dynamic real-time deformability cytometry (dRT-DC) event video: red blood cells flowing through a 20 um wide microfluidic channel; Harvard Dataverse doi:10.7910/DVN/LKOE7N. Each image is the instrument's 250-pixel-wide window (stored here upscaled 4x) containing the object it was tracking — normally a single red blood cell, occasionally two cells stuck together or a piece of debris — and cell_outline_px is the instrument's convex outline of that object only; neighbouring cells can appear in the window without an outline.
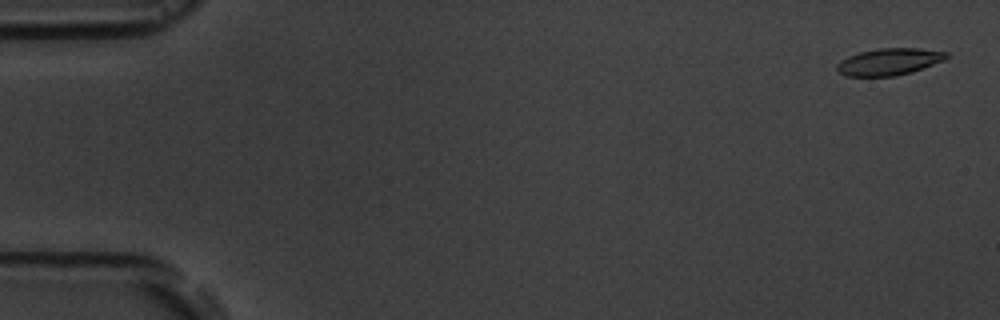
{"species": "common noctule bat (a hibernating species)", "species_latin": "Nyctalus noctula", "temperature_condition": "room temperature", "stored_images_in_passage": 5, "camera_frame_rate_fps": 3000, "um_per_image_px": 0.085, "animal": {"sex": "male", "body_mass_g": 19.5, "forearm_length_mm": 54.6}, "frame": {"image": 1, "passage_image": 1, "time_ms": 0.0, "image_size_px": [1000, 320], "cell_outline_px": [[952, 56], [944, 60], [912, 72], [896, 76], [844, 76], [836, 68], [836, 64], [840, 60], [848, 56], [860, 52], [880, 48], [920, 48], [948, 52]], "centroid_in_image_um": [75.6, 5.24], "position_along_channel_um": 9.4, "area_um2": 17.28}}
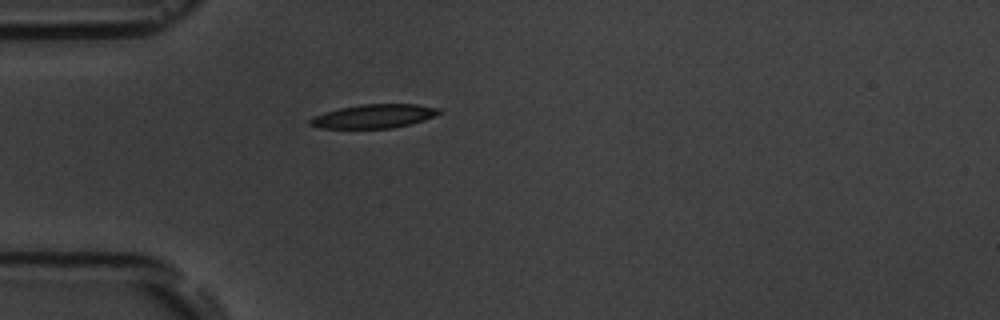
{"frame": {"image": 2, "passage_image": 5, "time_ms": 4.667, "image_size_px": [1000, 320], "cell_outline_px": [[444, 112], [424, 120], [392, 128], [320, 128], [308, 124], [308, 120], [312, 116], [324, 112], [340, 108], [360, 104], [416, 104], [440, 108]], "centroid_in_image_um": [31.77, 9.87], "position_along_channel_um": 53.2, "area_um2": 17.98}}